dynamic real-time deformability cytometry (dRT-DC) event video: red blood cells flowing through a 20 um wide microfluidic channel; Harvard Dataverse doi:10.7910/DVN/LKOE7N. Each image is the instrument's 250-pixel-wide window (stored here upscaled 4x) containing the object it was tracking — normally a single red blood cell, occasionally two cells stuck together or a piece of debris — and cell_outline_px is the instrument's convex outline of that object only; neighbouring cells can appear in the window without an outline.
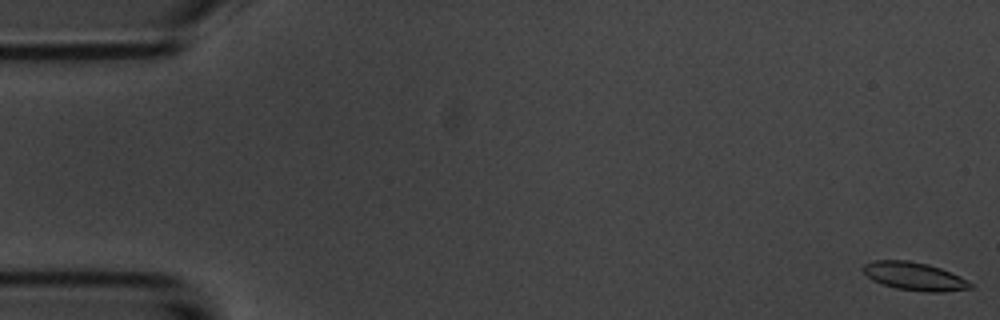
{"species": "common noctule bat (a hibernating species)", "species_latin": "Nyctalus noctula", "temperature_condition": "room temperature", "stored_images_in_passage": 8, "camera_frame_rate_fps": 3000, "um_per_image_px": 0.085, "animal": {"sex": "male", "body_mass_g": 20.1, "forearm_length_mm": 53.5}, "frame": {"image": 1, "passage_image": 1, "time_ms": 0.0, "image_size_px": [1000, 320], "cell_outline_px": [[972, 288], [940, 292], [928, 292], [896, 288], [872, 280], [860, 268], [864, 264], [872, 260], [908, 260], [928, 264], [940, 268], [960, 276], [968, 280], [972, 284]], "centroid_in_image_um": [77.71, 23.47], "position_along_channel_um": 7.3, "area_um2": 17.51}}
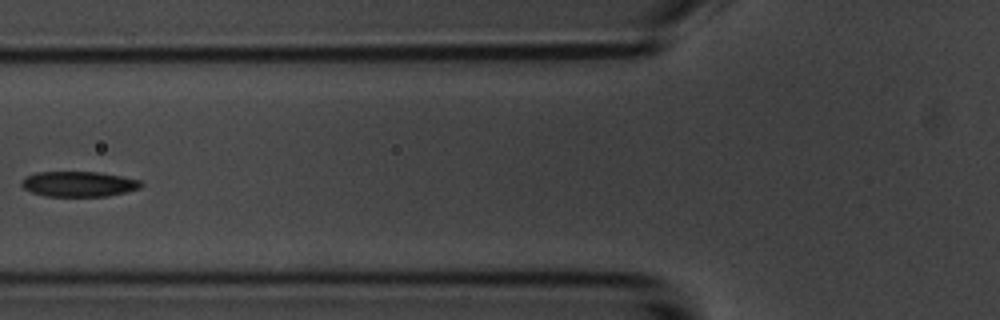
{"frame": {"image": 2, "passage_image": 7, "time_ms": 7.0, "image_size_px": [1000, 320], "cell_outline_px": [[144, 184], [140, 188], [108, 196], [44, 196], [32, 192], [24, 188], [20, 184], [20, 180], [24, 176], [36, 172], [96, 172], [120, 176], [140, 180]], "centroid_in_image_um": [6.64, 15.64], "position_along_channel_um": 119.2, "area_um2": 17.63}}
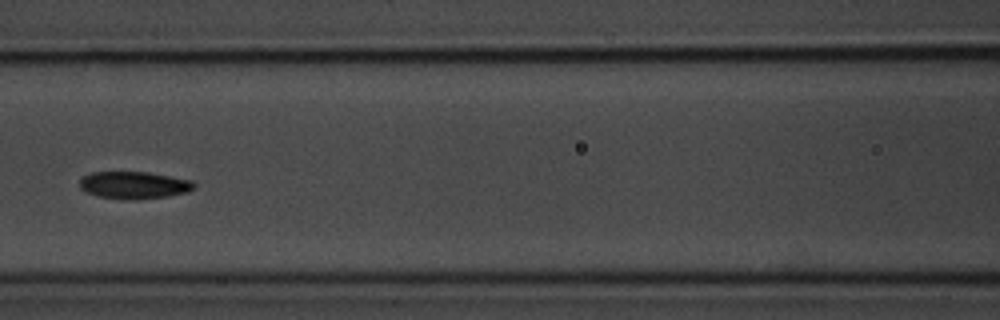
{"frame": {"image": 3, "passage_image": 8, "time_ms": 8.0, "image_size_px": [1000, 320], "cell_outline_px": [[196, 188], [188, 192], [168, 196], [136, 200], [128, 200], [96, 196], [80, 188], [80, 180], [84, 176], [92, 172], [148, 172], [192, 180], [196, 184]], "centroid_in_image_um": [11.43, 15.74], "position_along_channel_um": 155.2, "area_um2": 18.32}}